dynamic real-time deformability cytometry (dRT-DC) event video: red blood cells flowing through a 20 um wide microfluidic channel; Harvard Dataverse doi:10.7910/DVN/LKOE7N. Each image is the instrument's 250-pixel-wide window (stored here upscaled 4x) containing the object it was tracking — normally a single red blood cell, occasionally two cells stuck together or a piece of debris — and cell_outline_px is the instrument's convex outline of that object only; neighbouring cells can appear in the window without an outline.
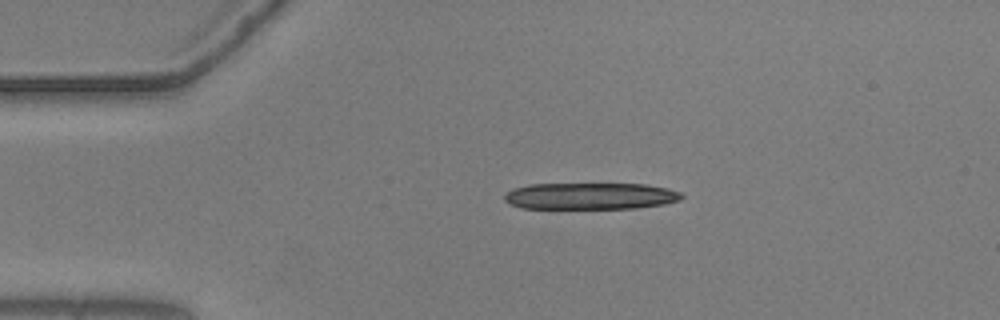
{"species": "common noctule bat (a hibernating species)", "species_latin": "Nyctalus noctula", "temperature_condition": "warm", "stored_images_in_passage": 17, "camera_frame_rate_fps": 3000, "um_per_image_px": 0.085, "animal": {"sex": "male", "body_mass_g": 20.5, "forearm_length_mm": 52.5}, "frame": {"image": 1, "passage_image": 1, "time_ms": 0.0, "image_size_px": [1000, 320], "cell_outline_px": [[684, 196], [680, 200], [664, 204], [636, 208], [520, 208], [504, 200], [504, 196], [512, 188], [528, 184], [644, 184], [668, 188], [680, 192]], "centroid_in_image_um": [50.19, 16.66], "position_along_channel_um": 34.8, "area_um2": 27.51}}